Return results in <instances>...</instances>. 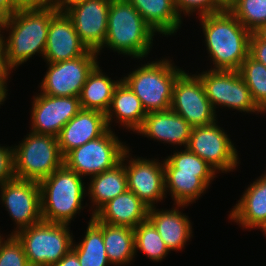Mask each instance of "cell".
I'll return each mask as SVG.
<instances>
[{"label": "cell", "mask_w": 266, "mask_h": 266, "mask_svg": "<svg viewBox=\"0 0 266 266\" xmlns=\"http://www.w3.org/2000/svg\"><path fill=\"white\" fill-rule=\"evenodd\" d=\"M110 4L111 0H85L66 12L80 40L98 54L104 48Z\"/></svg>", "instance_id": "cell-15"}, {"label": "cell", "mask_w": 266, "mask_h": 266, "mask_svg": "<svg viewBox=\"0 0 266 266\" xmlns=\"http://www.w3.org/2000/svg\"><path fill=\"white\" fill-rule=\"evenodd\" d=\"M158 210L155 206L149 208L147 219L154 225L169 251L181 250L193 236L188 216L175 207L172 210Z\"/></svg>", "instance_id": "cell-21"}, {"label": "cell", "mask_w": 266, "mask_h": 266, "mask_svg": "<svg viewBox=\"0 0 266 266\" xmlns=\"http://www.w3.org/2000/svg\"><path fill=\"white\" fill-rule=\"evenodd\" d=\"M125 165L128 189L149 208L154 207L155 201L163 200L165 190L164 164L157 160L136 158Z\"/></svg>", "instance_id": "cell-16"}, {"label": "cell", "mask_w": 266, "mask_h": 266, "mask_svg": "<svg viewBox=\"0 0 266 266\" xmlns=\"http://www.w3.org/2000/svg\"><path fill=\"white\" fill-rule=\"evenodd\" d=\"M238 71L248 86L254 103L262 112H265L266 66L248 55Z\"/></svg>", "instance_id": "cell-31"}, {"label": "cell", "mask_w": 266, "mask_h": 266, "mask_svg": "<svg viewBox=\"0 0 266 266\" xmlns=\"http://www.w3.org/2000/svg\"><path fill=\"white\" fill-rule=\"evenodd\" d=\"M165 190H170L177 207H185L198 200L207 185L196 174L178 173V170H164Z\"/></svg>", "instance_id": "cell-29"}, {"label": "cell", "mask_w": 266, "mask_h": 266, "mask_svg": "<svg viewBox=\"0 0 266 266\" xmlns=\"http://www.w3.org/2000/svg\"><path fill=\"white\" fill-rule=\"evenodd\" d=\"M225 7H227L233 0H219Z\"/></svg>", "instance_id": "cell-45"}, {"label": "cell", "mask_w": 266, "mask_h": 266, "mask_svg": "<svg viewBox=\"0 0 266 266\" xmlns=\"http://www.w3.org/2000/svg\"><path fill=\"white\" fill-rule=\"evenodd\" d=\"M205 95L212 104L242 112H263L254 103L251 92L237 70H208L198 74Z\"/></svg>", "instance_id": "cell-9"}, {"label": "cell", "mask_w": 266, "mask_h": 266, "mask_svg": "<svg viewBox=\"0 0 266 266\" xmlns=\"http://www.w3.org/2000/svg\"><path fill=\"white\" fill-rule=\"evenodd\" d=\"M192 126L173 110L147 113L143 125L137 133L143 134L154 140L164 141L169 144L184 145L189 143Z\"/></svg>", "instance_id": "cell-19"}, {"label": "cell", "mask_w": 266, "mask_h": 266, "mask_svg": "<svg viewBox=\"0 0 266 266\" xmlns=\"http://www.w3.org/2000/svg\"><path fill=\"white\" fill-rule=\"evenodd\" d=\"M174 3L180 16L182 11L189 15L197 10L202 16L218 13L226 8L219 0H174Z\"/></svg>", "instance_id": "cell-35"}, {"label": "cell", "mask_w": 266, "mask_h": 266, "mask_svg": "<svg viewBox=\"0 0 266 266\" xmlns=\"http://www.w3.org/2000/svg\"><path fill=\"white\" fill-rule=\"evenodd\" d=\"M108 130L104 113L81 109L67 122L57 137L62 155L65 156L69 151L104 135Z\"/></svg>", "instance_id": "cell-18"}, {"label": "cell", "mask_w": 266, "mask_h": 266, "mask_svg": "<svg viewBox=\"0 0 266 266\" xmlns=\"http://www.w3.org/2000/svg\"><path fill=\"white\" fill-rule=\"evenodd\" d=\"M187 148L206 161L215 171L228 172L234 170L239 163L234 144L216 122L192 127Z\"/></svg>", "instance_id": "cell-12"}, {"label": "cell", "mask_w": 266, "mask_h": 266, "mask_svg": "<svg viewBox=\"0 0 266 266\" xmlns=\"http://www.w3.org/2000/svg\"><path fill=\"white\" fill-rule=\"evenodd\" d=\"M98 53L89 50L74 59L48 63L41 83V93L50 96L79 97L89 73L98 64Z\"/></svg>", "instance_id": "cell-10"}, {"label": "cell", "mask_w": 266, "mask_h": 266, "mask_svg": "<svg viewBox=\"0 0 266 266\" xmlns=\"http://www.w3.org/2000/svg\"><path fill=\"white\" fill-rule=\"evenodd\" d=\"M82 178L63 165L38 182L43 221L69 225L83 208L85 186Z\"/></svg>", "instance_id": "cell-4"}, {"label": "cell", "mask_w": 266, "mask_h": 266, "mask_svg": "<svg viewBox=\"0 0 266 266\" xmlns=\"http://www.w3.org/2000/svg\"><path fill=\"white\" fill-rule=\"evenodd\" d=\"M89 49L80 40L71 18L56 12L50 20L44 58L47 63H57L77 58Z\"/></svg>", "instance_id": "cell-17"}, {"label": "cell", "mask_w": 266, "mask_h": 266, "mask_svg": "<svg viewBox=\"0 0 266 266\" xmlns=\"http://www.w3.org/2000/svg\"><path fill=\"white\" fill-rule=\"evenodd\" d=\"M155 31L127 0H111L105 47L141 59L152 46Z\"/></svg>", "instance_id": "cell-3"}, {"label": "cell", "mask_w": 266, "mask_h": 266, "mask_svg": "<svg viewBox=\"0 0 266 266\" xmlns=\"http://www.w3.org/2000/svg\"><path fill=\"white\" fill-rule=\"evenodd\" d=\"M8 73L5 70H0V105L3 104L2 102L5 101V98L7 96L6 92L8 91L6 89V80L8 79Z\"/></svg>", "instance_id": "cell-42"}, {"label": "cell", "mask_w": 266, "mask_h": 266, "mask_svg": "<svg viewBox=\"0 0 266 266\" xmlns=\"http://www.w3.org/2000/svg\"><path fill=\"white\" fill-rule=\"evenodd\" d=\"M134 245L153 261H161L169 250L154 225L147 219L134 228Z\"/></svg>", "instance_id": "cell-32"}, {"label": "cell", "mask_w": 266, "mask_h": 266, "mask_svg": "<svg viewBox=\"0 0 266 266\" xmlns=\"http://www.w3.org/2000/svg\"><path fill=\"white\" fill-rule=\"evenodd\" d=\"M103 241L110 264H129L136 255L134 228L103 222Z\"/></svg>", "instance_id": "cell-27"}, {"label": "cell", "mask_w": 266, "mask_h": 266, "mask_svg": "<svg viewBox=\"0 0 266 266\" xmlns=\"http://www.w3.org/2000/svg\"><path fill=\"white\" fill-rule=\"evenodd\" d=\"M71 250L77 255L81 266L111 265L103 241V222H98L93 216L84 239L76 245L72 244Z\"/></svg>", "instance_id": "cell-28"}, {"label": "cell", "mask_w": 266, "mask_h": 266, "mask_svg": "<svg viewBox=\"0 0 266 266\" xmlns=\"http://www.w3.org/2000/svg\"><path fill=\"white\" fill-rule=\"evenodd\" d=\"M164 170H178V173L196 174L207 186L214 179L216 171L187 147L175 152L164 161ZM211 180V181H210Z\"/></svg>", "instance_id": "cell-30"}, {"label": "cell", "mask_w": 266, "mask_h": 266, "mask_svg": "<svg viewBox=\"0 0 266 266\" xmlns=\"http://www.w3.org/2000/svg\"><path fill=\"white\" fill-rule=\"evenodd\" d=\"M149 207L129 189L103 205L93 217L98 222L135 228L148 218Z\"/></svg>", "instance_id": "cell-20"}, {"label": "cell", "mask_w": 266, "mask_h": 266, "mask_svg": "<svg viewBox=\"0 0 266 266\" xmlns=\"http://www.w3.org/2000/svg\"><path fill=\"white\" fill-rule=\"evenodd\" d=\"M260 40L266 41V23L259 26L254 32H253Z\"/></svg>", "instance_id": "cell-44"}, {"label": "cell", "mask_w": 266, "mask_h": 266, "mask_svg": "<svg viewBox=\"0 0 266 266\" xmlns=\"http://www.w3.org/2000/svg\"><path fill=\"white\" fill-rule=\"evenodd\" d=\"M260 178L264 181H266V173H264V175L260 176Z\"/></svg>", "instance_id": "cell-46"}, {"label": "cell", "mask_w": 266, "mask_h": 266, "mask_svg": "<svg viewBox=\"0 0 266 266\" xmlns=\"http://www.w3.org/2000/svg\"><path fill=\"white\" fill-rule=\"evenodd\" d=\"M0 266H30L24 247L15 235L0 242Z\"/></svg>", "instance_id": "cell-34"}, {"label": "cell", "mask_w": 266, "mask_h": 266, "mask_svg": "<svg viewBox=\"0 0 266 266\" xmlns=\"http://www.w3.org/2000/svg\"><path fill=\"white\" fill-rule=\"evenodd\" d=\"M85 0H55L53 9L56 12L66 13L71 8L81 4Z\"/></svg>", "instance_id": "cell-39"}, {"label": "cell", "mask_w": 266, "mask_h": 266, "mask_svg": "<svg viewBox=\"0 0 266 266\" xmlns=\"http://www.w3.org/2000/svg\"><path fill=\"white\" fill-rule=\"evenodd\" d=\"M5 29V19L0 18V66L3 68L4 63V40L5 37L1 34V30ZM4 38V39H3Z\"/></svg>", "instance_id": "cell-43"}, {"label": "cell", "mask_w": 266, "mask_h": 266, "mask_svg": "<svg viewBox=\"0 0 266 266\" xmlns=\"http://www.w3.org/2000/svg\"><path fill=\"white\" fill-rule=\"evenodd\" d=\"M142 15L146 23L162 35L176 33L181 26L174 0H127Z\"/></svg>", "instance_id": "cell-25"}, {"label": "cell", "mask_w": 266, "mask_h": 266, "mask_svg": "<svg viewBox=\"0 0 266 266\" xmlns=\"http://www.w3.org/2000/svg\"><path fill=\"white\" fill-rule=\"evenodd\" d=\"M53 8L18 9L5 20L9 36L4 40L3 69L8 73L35 53L44 57Z\"/></svg>", "instance_id": "cell-2"}, {"label": "cell", "mask_w": 266, "mask_h": 266, "mask_svg": "<svg viewBox=\"0 0 266 266\" xmlns=\"http://www.w3.org/2000/svg\"><path fill=\"white\" fill-rule=\"evenodd\" d=\"M170 109L182 116L192 127L216 122V111L205 95L200 77L182 72L176 79Z\"/></svg>", "instance_id": "cell-11"}, {"label": "cell", "mask_w": 266, "mask_h": 266, "mask_svg": "<svg viewBox=\"0 0 266 266\" xmlns=\"http://www.w3.org/2000/svg\"><path fill=\"white\" fill-rule=\"evenodd\" d=\"M49 266H81L77 255L70 250L60 261Z\"/></svg>", "instance_id": "cell-41"}, {"label": "cell", "mask_w": 266, "mask_h": 266, "mask_svg": "<svg viewBox=\"0 0 266 266\" xmlns=\"http://www.w3.org/2000/svg\"><path fill=\"white\" fill-rule=\"evenodd\" d=\"M226 8L251 32L266 23V0H233Z\"/></svg>", "instance_id": "cell-33"}, {"label": "cell", "mask_w": 266, "mask_h": 266, "mask_svg": "<svg viewBox=\"0 0 266 266\" xmlns=\"http://www.w3.org/2000/svg\"><path fill=\"white\" fill-rule=\"evenodd\" d=\"M230 219L243 228H259L266 226V181L255 180L244 192L241 199L230 211Z\"/></svg>", "instance_id": "cell-22"}, {"label": "cell", "mask_w": 266, "mask_h": 266, "mask_svg": "<svg viewBox=\"0 0 266 266\" xmlns=\"http://www.w3.org/2000/svg\"><path fill=\"white\" fill-rule=\"evenodd\" d=\"M121 80H111L101 72L97 64L89 73L82 87L79 96L81 109L95 110L106 114L111 105L115 88Z\"/></svg>", "instance_id": "cell-26"}, {"label": "cell", "mask_w": 266, "mask_h": 266, "mask_svg": "<svg viewBox=\"0 0 266 266\" xmlns=\"http://www.w3.org/2000/svg\"><path fill=\"white\" fill-rule=\"evenodd\" d=\"M14 150L16 178L40 182L64 165L58 139L52 135H29Z\"/></svg>", "instance_id": "cell-6"}, {"label": "cell", "mask_w": 266, "mask_h": 266, "mask_svg": "<svg viewBox=\"0 0 266 266\" xmlns=\"http://www.w3.org/2000/svg\"><path fill=\"white\" fill-rule=\"evenodd\" d=\"M32 103L31 131L56 138L67 122L81 110L79 97L40 93L34 97Z\"/></svg>", "instance_id": "cell-14"}, {"label": "cell", "mask_w": 266, "mask_h": 266, "mask_svg": "<svg viewBox=\"0 0 266 266\" xmlns=\"http://www.w3.org/2000/svg\"><path fill=\"white\" fill-rule=\"evenodd\" d=\"M141 66L122 80L140 99L146 113L169 110L175 81L185 70L176 68L168 59Z\"/></svg>", "instance_id": "cell-5"}, {"label": "cell", "mask_w": 266, "mask_h": 266, "mask_svg": "<svg viewBox=\"0 0 266 266\" xmlns=\"http://www.w3.org/2000/svg\"><path fill=\"white\" fill-rule=\"evenodd\" d=\"M127 149L109 129L104 135L69 151L64 156V165L80 177H92L118 165Z\"/></svg>", "instance_id": "cell-8"}, {"label": "cell", "mask_w": 266, "mask_h": 266, "mask_svg": "<svg viewBox=\"0 0 266 266\" xmlns=\"http://www.w3.org/2000/svg\"><path fill=\"white\" fill-rule=\"evenodd\" d=\"M129 152V149L124 152L121 162L114 168L92 176L87 192L93 206L96 205L92 216L107 202L128 190L124 161L129 158Z\"/></svg>", "instance_id": "cell-24"}, {"label": "cell", "mask_w": 266, "mask_h": 266, "mask_svg": "<svg viewBox=\"0 0 266 266\" xmlns=\"http://www.w3.org/2000/svg\"><path fill=\"white\" fill-rule=\"evenodd\" d=\"M68 226L42 220L15 234L30 266L57 263L72 249L73 237Z\"/></svg>", "instance_id": "cell-7"}, {"label": "cell", "mask_w": 266, "mask_h": 266, "mask_svg": "<svg viewBox=\"0 0 266 266\" xmlns=\"http://www.w3.org/2000/svg\"><path fill=\"white\" fill-rule=\"evenodd\" d=\"M1 199L17 227L10 235L42 221L37 181L13 178L0 185Z\"/></svg>", "instance_id": "cell-13"}, {"label": "cell", "mask_w": 266, "mask_h": 266, "mask_svg": "<svg viewBox=\"0 0 266 266\" xmlns=\"http://www.w3.org/2000/svg\"><path fill=\"white\" fill-rule=\"evenodd\" d=\"M249 55L266 66V41L260 40L253 32L250 37Z\"/></svg>", "instance_id": "cell-37"}, {"label": "cell", "mask_w": 266, "mask_h": 266, "mask_svg": "<svg viewBox=\"0 0 266 266\" xmlns=\"http://www.w3.org/2000/svg\"><path fill=\"white\" fill-rule=\"evenodd\" d=\"M17 11L12 0H0V18L7 19Z\"/></svg>", "instance_id": "cell-40"}, {"label": "cell", "mask_w": 266, "mask_h": 266, "mask_svg": "<svg viewBox=\"0 0 266 266\" xmlns=\"http://www.w3.org/2000/svg\"><path fill=\"white\" fill-rule=\"evenodd\" d=\"M13 148L0 146V185L15 178Z\"/></svg>", "instance_id": "cell-36"}, {"label": "cell", "mask_w": 266, "mask_h": 266, "mask_svg": "<svg viewBox=\"0 0 266 266\" xmlns=\"http://www.w3.org/2000/svg\"><path fill=\"white\" fill-rule=\"evenodd\" d=\"M206 47L213 70H239L249 55L252 32L225 8L221 12L200 16Z\"/></svg>", "instance_id": "cell-1"}, {"label": "cell", "mask_w": 266, "mask_h": 266, "mask_svg": "<svg viewBox=\"0 0 266 266\" xmlns=\"http://www.w3.org/2000/svg\"><path fill=\"white\" fill-rule=\"evenodd\" d=\"M114 114L121 125L133 132H137L141 128L147 115L140 99L123 80L115 88L111 105L105 114L109 129Z\"/></svg>", "instance_id": "cell-23"}, {"label": "cell", "mask_w": 266, "mask_h": 266, "mask_svg": "<svg viewBox=\"0 0 266 266\" xmlns=\"http://www.w3.org/2000/svg\"><path fill=\"white\" fill-rule=\"evenodd\" d=\"M16 9L53 8L55 0H12Z\"/></svg>", "instance_id": "cell-38"}, {"label": "cell", "mask_w": 266, "mask_h": 266, "mask_svg": "<svg viewBox=\"0 0 266 266\" xmlns=\"http://www.w3.org/2000/svg\"><path fill=\"white\" fill-rule=\"evenodd\" d=\"M262 232H264V235L266 236V226L262 228Z\"/></svg>", "instance_id": "cell-47"}]
</instances>
